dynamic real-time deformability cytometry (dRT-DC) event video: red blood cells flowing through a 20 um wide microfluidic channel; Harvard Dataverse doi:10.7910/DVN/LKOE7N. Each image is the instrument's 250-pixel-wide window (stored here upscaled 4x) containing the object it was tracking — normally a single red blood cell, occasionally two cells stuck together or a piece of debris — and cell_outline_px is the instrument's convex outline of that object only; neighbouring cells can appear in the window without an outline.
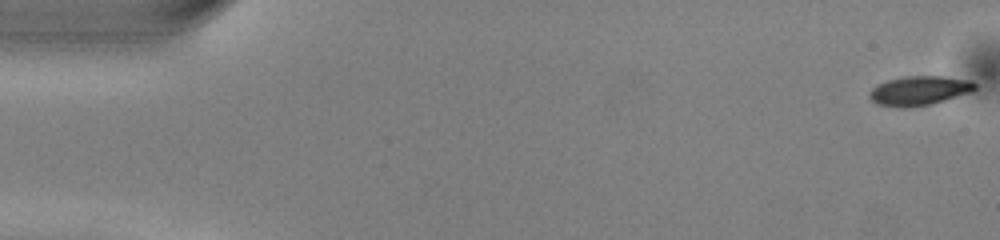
{"species": "common noctule bat (a hibernating species)", "species_latin": "Nyctalus noctula", "temperature_condition": "warm", "stored_images_in_passage": 51, "camera_frame_rate_fps": 3000, "um_per_image_px": 0.085, "animal": {"sex": "male", "body_mass_g": 13.0, "forearm_length_mm": 53.1}, "frame": {"image": 1, "passage_image": 1, "time_ms": 0.0, "image_size_px": [1000, 240], "cell_outline_px": [[976, 88], [972, 92], [932, 104], [908, 108], [900, 108], [876, 104], [868, 96], [872, 88], [876, 84], [888, 80], [904, 76], [944, 76], [972, 80], [976, 84]], "centroid_in_image_um": [78.14, 7.71], "position_along_channel_um": 6.9, "area_um2": 18.32}}
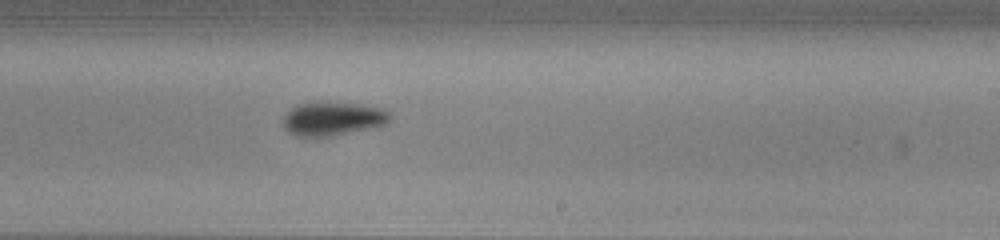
{"frame": {"image": 2, "passage_image": 31, "time_ms": 10.0, "image_size_px": [1000, 240], "cell_outline_px": [[392, 116], [388, 124], [376, 128], [332, 136], [296, 136], [288, 132], [284, 128], [284, 116], [292, 108], [300, 104], [316, 100], [356, 104], [384, 108]], "centroid_in_image_um": [28.34, 10.08], "position_along_channel_um": 260.7, "area_um2": 21.44}}
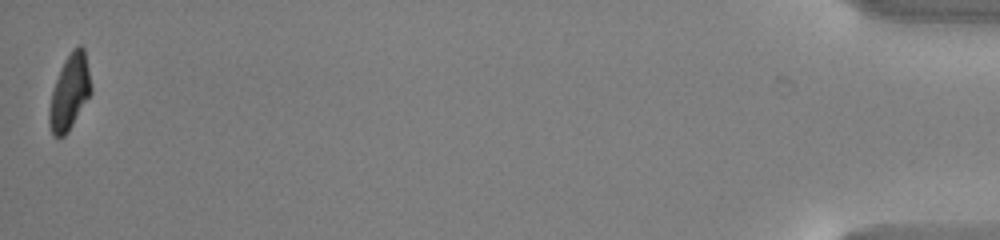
{"frame": {"image": 3, "passage_image": 51, "time_ms": 16.667, "image_size_px": [1000, 240], "cell_outline_px": [[92, 92], [68, 132], [64, 136], [56, 136], [52, 132], [48, 124], [48, 112], [52, 92], [56, 80], [64, 60], [72, 48], [76, 44], [80, 44], [84, 48], [92, 88]], "centroid_in_image_um": [5.92, 7.81], "position_along_channel_um": 429.3, "area_um2": 18.26}, "authors_computed_cell_mechanics": {"area_um2": 19.7676, "velocity_mm_per_s": 4.0355, "shape_relaxation_time_tau1_ms": 2.2725, "shape_relaxation_time_tau2_ms": null, "deformation_change_tau1": 0.147, "deformation_change_tau2": null}}